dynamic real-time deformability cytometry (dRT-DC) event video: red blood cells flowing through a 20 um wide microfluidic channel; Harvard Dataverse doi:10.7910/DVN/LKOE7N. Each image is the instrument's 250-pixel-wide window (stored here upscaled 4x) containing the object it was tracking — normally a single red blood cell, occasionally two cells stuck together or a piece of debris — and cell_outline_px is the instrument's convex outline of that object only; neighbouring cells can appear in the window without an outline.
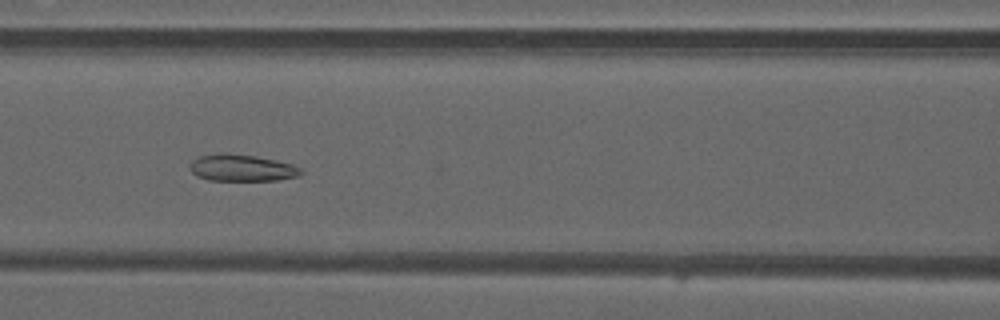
{"species": "common noctule bat (a hibernating species)", "species_latin": "Nyctalus noctula", "temperature_condition": "warm", "stored_images_in_passage": 48, "camera_frame_rate_fps": 3000, "um_per_image_px": 0.085, "animal": {"sex": "male", "forearm_length_mm": 52.5}, "frame": {"image": 1, "passage_image": 21, "time_ms": 6.667, "image_size_px": [1000, 320], "cell_outline_px": [[304, 172], [300, 176], [276, 180], [208, 180], [196, 176], [188, 168], [188, 164], [192, 160], [200, 156], [256, 156], [276, 160], [292, 164], [300, 168]], "centroid_in_image_um": [20.59, 14.32], "position_along_channel_um": 146.0, "area_um2": 16.7}}
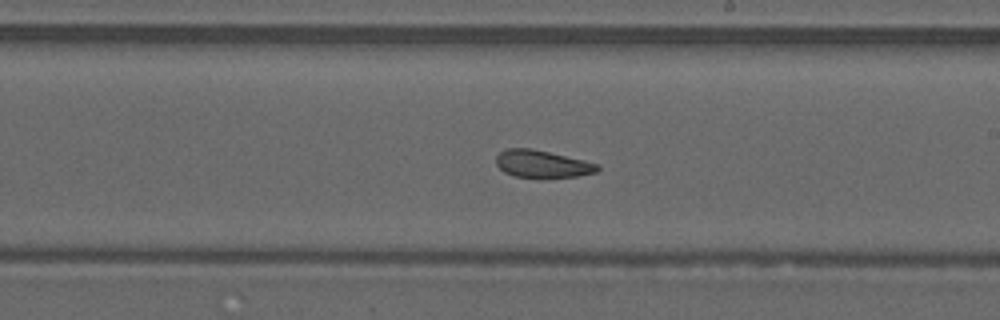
{"frame": {"image": 2, "passage_image": 28, "time_ms": 9.0, "image_size_px": [1000, 320], "cell_outline_px": [[600, 168], [596, 172], [576, 176], [516, 176], [504, 172], [496, 164], [496, 156], [500, 152], [508, 148], [528, 148], [548, 152], [584, 160], [600, 164]], "centroid_in_image_um": [46.09, 13.91], "position_along_channel_um": 242.9, "area_um2": 15.66}}
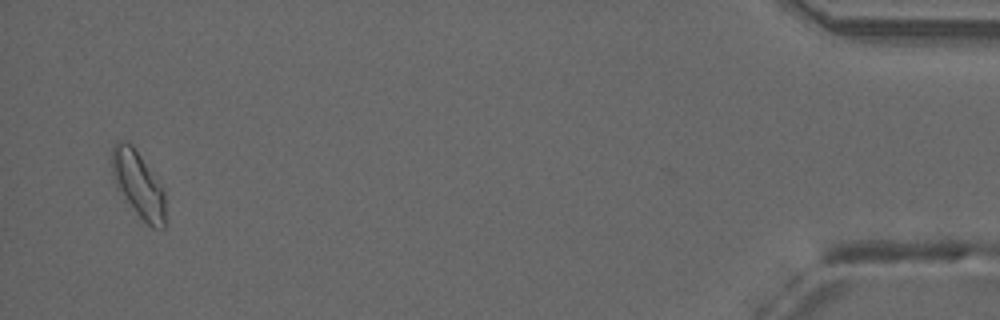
{"frame": {"image": 3, "passage_image": 47, "time_ms": 15.333, "image_size_px": [1000, 320], "cell_outline_px": [[164, 228], [152, 228], [136, 212], [116, 188], [112, 176], [112, 148], [116, 140], [124, 140], [132, 144], [164, 192]], "centroid_in_image_um": [11.7, 15.64], "position_along_channel_um": 423.5, "area_um2": 20.06}, "authors_computed_cell_mechanics": {"area_um2": 17.8891, "velocity_mm_per_s": 4.164, "shape_relaxation_time_tau1_ms": null, "shape_relaxation_time_tau2_ms": 2.8766, "deformation_change_tau1": null, "deformation_change_tau2": 0.1032}}